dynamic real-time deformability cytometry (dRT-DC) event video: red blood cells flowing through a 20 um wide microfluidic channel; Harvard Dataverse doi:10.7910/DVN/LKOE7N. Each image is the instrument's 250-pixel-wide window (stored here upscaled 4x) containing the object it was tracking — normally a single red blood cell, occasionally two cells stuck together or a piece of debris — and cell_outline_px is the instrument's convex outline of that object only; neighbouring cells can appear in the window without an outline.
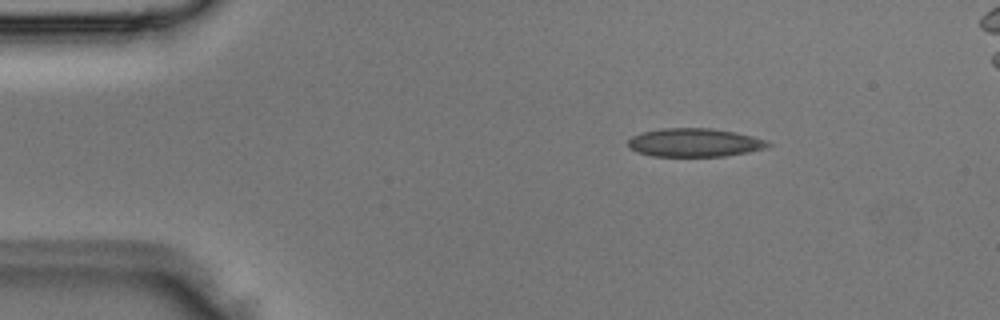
{"species": "Egyptian fruit bat (a non-hibernating species)", "species_latin": "Rousettus aegyptiacus", "temperature_condition": "room temperature", "stored_images_in_passage": 3, "camera_frame_rate_fps": 3000, "um_per_image_px": 0.085, "animal": {"sex": "male"}, "frame": {"image": 1, "passage_image": 1, "time_ms": 0.0, "image_size_px": [1000, 320], "cell_outline_px": [[772, 144], [768, 148], [748, 152], [724, 156], [652, 156], [636, 152], [628, 148], [628, 140], [632, 136], [640, 132], [660, 128], [712, 128], [736, 132], [768, 140]], "centroid_in_image_um": [59.03, 12.11], "position_along_channel_um": 26.0, "area_um2": 23.52}}